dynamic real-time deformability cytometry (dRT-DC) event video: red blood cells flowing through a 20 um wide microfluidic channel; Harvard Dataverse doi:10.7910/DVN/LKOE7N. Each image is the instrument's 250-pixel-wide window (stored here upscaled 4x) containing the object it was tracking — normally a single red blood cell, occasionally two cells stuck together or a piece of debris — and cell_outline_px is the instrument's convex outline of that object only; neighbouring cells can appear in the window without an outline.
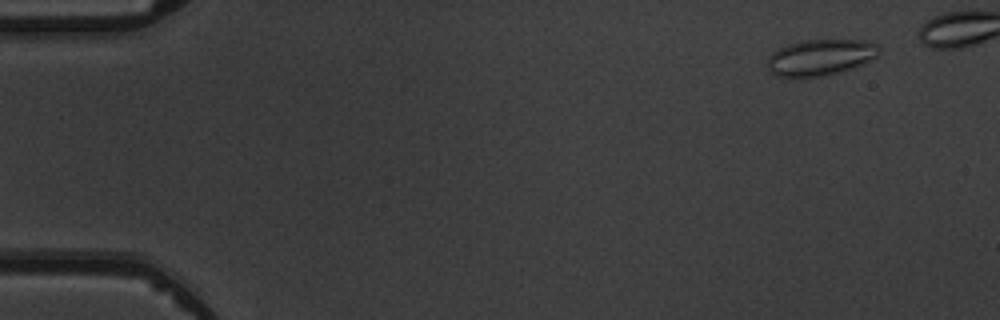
{"species": "common noctule bat (a hibernating species)", "species_latin": "Nyctalus noctula", "temperature_condition": "warm", "stored_images_in_passage": 5, "camera_frame_rate_fps": 3000, "um_per_image_px": 0.085, "animal": {"sex": "male", "body_mass_g": 19.5, "forearm_length_mm": 54.6}, "frame": {"image": 1, "passage_image": 1, "time_ms": 0.0, "image_size_px": [1000, 320], "cell_outline_px": [[880, 52], [876, 56], [864, 64], [852, 68], [820, 76], [800, 80], [788, 80], [776, 76], [768, 68], [768, 56], [776, 48], [788, 44], [804, 40], [868, 40], [876, 44], [880, 48]], "centroid_in_image_um": [69.67, 4.91], "position_along_channel_um": 15.3, "area_um2": 24.16}}